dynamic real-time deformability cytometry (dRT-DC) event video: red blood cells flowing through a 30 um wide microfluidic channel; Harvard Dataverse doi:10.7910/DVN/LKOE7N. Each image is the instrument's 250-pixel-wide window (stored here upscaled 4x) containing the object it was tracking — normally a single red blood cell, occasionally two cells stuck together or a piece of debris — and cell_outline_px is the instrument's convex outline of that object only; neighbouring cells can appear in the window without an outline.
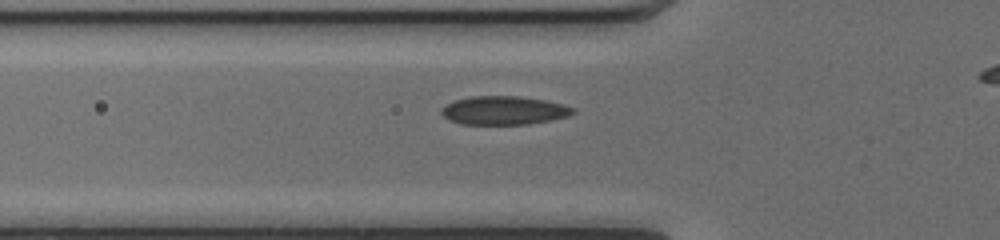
{"species": "common noctule bat (a hibernating species)", "species_latin": "Nyctalus noctula", "temperature_condition": "cold", "stored_images_in_passage": 33, "camera_frame_rate_fps": 3000, "um_per_image_px": 0.085, "animal": {"sex": "female", "body_mass_g": 17.0, "forearm_length_mm": 48.0}, "frame": {"image": 1, "passage_image": 6, "time_ms": 1.667, "image_size_px": [1000, 240], "cell_outline_px": [[576, 112], [568, 116], [552, 120], [528, 124], [460, 124], [448, 120], [440, 112], [440, 108], [456, 100], [472, 96], [520, 96], [544, 100], [564, 104], [576, 108]], "centroid_in_image_um": [42.86, 9.39], "position_along_channel_um": 82.9, "area_um2": 22.02}}
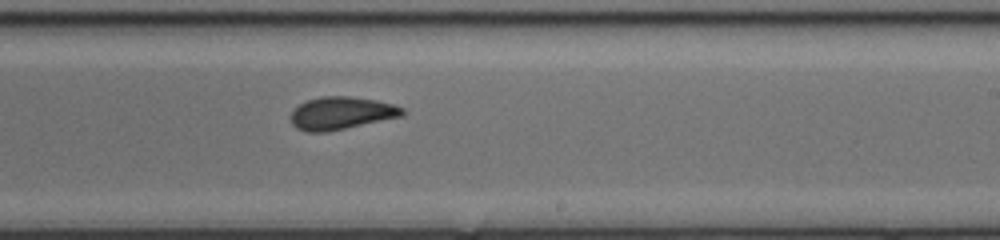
{"frame": {"image": 2, "passage_image": 19, "time_ms": 6.0, "image_size_px": [1000, 240], "cell_outline_px": [[404, 112], [400, 116], [344, 128], [324, 132], [308, 132], [296, 128], [292, 124], [288, 116], [300, 104], [308, 100], [320, 96], [348, 96], [376, 100], [392, 104], [404, 108]], "centroid_in_image_um": [28.95, 9.61], "position_along_channel_um": 260.1, "area_um2": 20.92}}
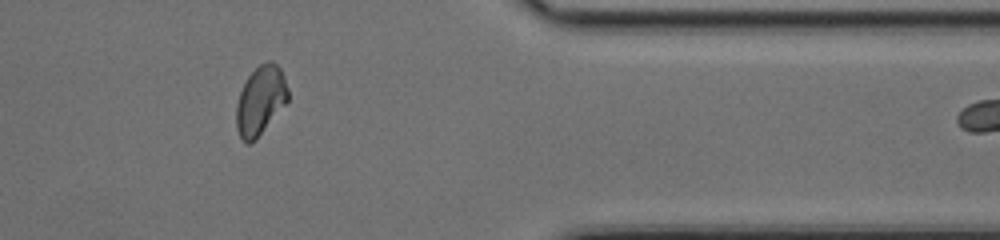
{"frame": {"image": 3, "passage_image": 30, "time_ms": 9.667, "image_size_px": [1000, 240], "cell_outline_px": [[288, 100], [256, 140], [248, 144], [240, 136], [236, 128], [236, 104], [240, 92], [248, 76], [260, 64], [268, 60], [272, 60], [280, 68], [288, 88]], "centroid_in_image_um": [22.13, 8.54], "position_along_channel_um": 389.3, "area_um2": 20.58}, "authors_computed_cell_mechanics": {"area_um2": 21.5594, "velocity_mm_per_s": 4.0677, "shape_relaxation_time_tau1_ms": 7.4668, "shape_relaxation_time_tau2_ms": 1.264, "deformation_change_tau1": 0.168, "deformation_change_tau2": 0.0488}}